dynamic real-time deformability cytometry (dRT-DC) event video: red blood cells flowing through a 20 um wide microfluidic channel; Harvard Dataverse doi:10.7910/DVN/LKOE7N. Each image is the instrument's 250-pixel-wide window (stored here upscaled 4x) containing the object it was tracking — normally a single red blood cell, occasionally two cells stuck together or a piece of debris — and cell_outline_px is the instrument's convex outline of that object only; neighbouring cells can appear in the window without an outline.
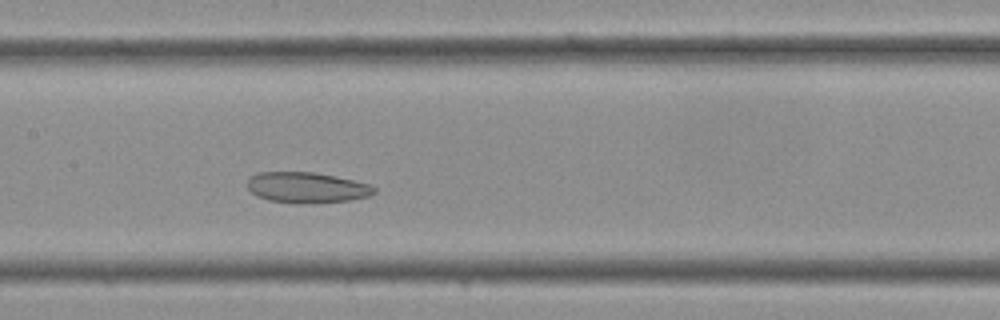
{"species": "Egyptian fruit bat (a non-hibernating species)", "species_latin": "Rousettus aegyptiacus", "temperature_condition": "cold", "stored_images_in_passage": 33, "camera_frame_rate_fps": 3000, "um_per_image_px": 0.085, "frame": {"image": 1, "passage_image": 14, "time_ms": 4.333, "image_size_px": [1000, 320], "cell_outline_px": [[376, 192], [368, 196], [348, 200], [300, 204], [296, 204], [268, 200], [256, 196], [248, 188], [248, 176], [256, 172], [312, 172], [336, 176], [368, 184], [376, 188]], "centroid_in_image_um": [26.02, 15.94], "position_along_channel_um": 181.4, "area_um2": 22.72}}
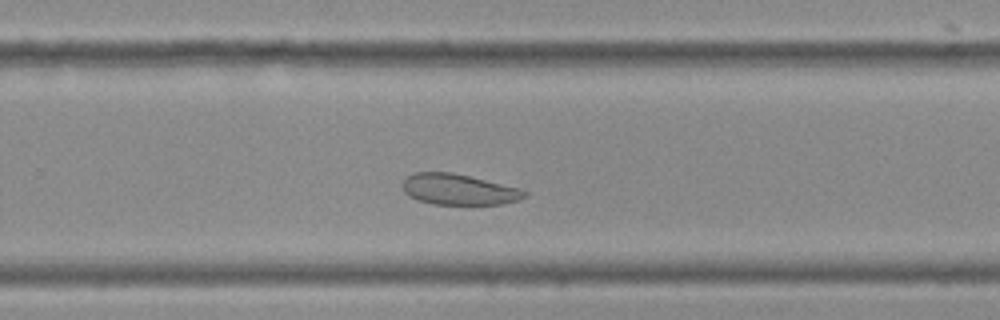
{"frame": {"image": 2, "passage_image": 20, "time_ms": 6.333, "image_size_px": [1000, 320], "cell_outline_px": [[528, 196], [520, 200], [500, 204], [432, 204], [420, 200], [404, 192], [404, 180], [408, 176], [416, 172], [452, 172], [520, 188], [528, 192]], "centroid_in_image_um": [39.05, 16.1], "position_along_channel_um": 290.7, "area_um2": 21.68}}
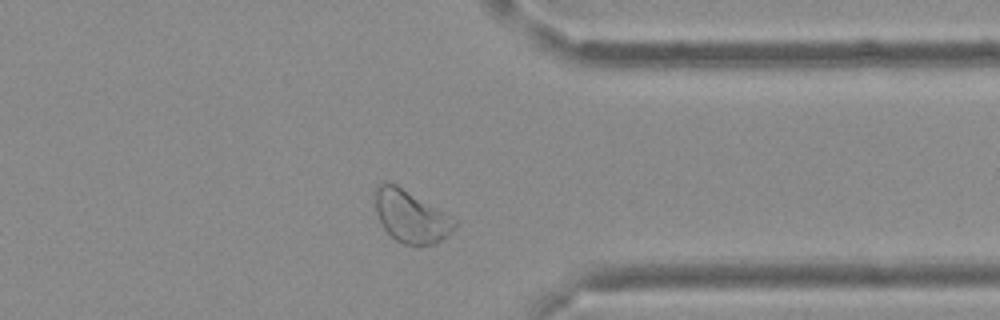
{"frame": {"image": 3, "passage_image": 25, "time_ms": 8.0, "image_size_px": [1000, 320], "cell_outline_px": [[456, 228], [448, 236], [436, 244], [420, 248], [404, 244], [396, 240], [384, 228], [376, 212], [376, 188], [380, 184], [388, 180], [396, 184], [444, 212], [456, 220]], "centroid_in_image_um": [34.96, 18.45], "position_along_channel_um": 376.4, "area_um2": 24.28}}